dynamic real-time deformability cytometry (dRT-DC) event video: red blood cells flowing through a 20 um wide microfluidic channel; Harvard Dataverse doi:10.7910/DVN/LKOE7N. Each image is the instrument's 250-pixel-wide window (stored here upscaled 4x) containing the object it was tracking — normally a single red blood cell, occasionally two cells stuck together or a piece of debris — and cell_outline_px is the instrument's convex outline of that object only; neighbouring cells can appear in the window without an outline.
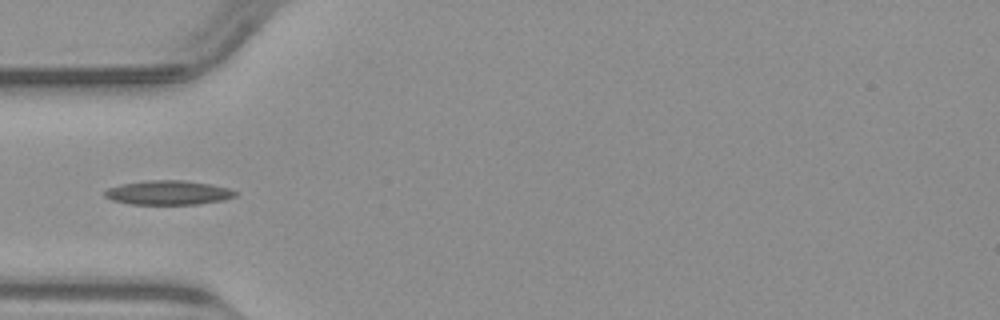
{"species": "common noctule bat (a hibernating species)", "species_latin": "Nyctalus noctula", "temperature_condition": "warm", "stored_images_in_passage": 24, "camera_frame_rate_fps": 3000, "um_per_image_px": 0.085, "animal": {"sex": "male", "body_mass_g": 23.1, "forearm_length_mm": 52.7}, "frame": {"image": 1, "passage_image": 4, "time_ms": 1.0, "image_size_px": [1000, 320], "cell_outline_px": [[236, 196], [224, 200], [196, 204], [132, 204], [112, 200], [104, 196], [104, 192], [108, 188], [120, 184], [144, 180], [184, 180], [212, 184], [228, 188], [236, 192]], "centroid_in_image_um": [14.29, 16.36], "position_along_channel_um": 70.7, "area_um2": 18.5}}